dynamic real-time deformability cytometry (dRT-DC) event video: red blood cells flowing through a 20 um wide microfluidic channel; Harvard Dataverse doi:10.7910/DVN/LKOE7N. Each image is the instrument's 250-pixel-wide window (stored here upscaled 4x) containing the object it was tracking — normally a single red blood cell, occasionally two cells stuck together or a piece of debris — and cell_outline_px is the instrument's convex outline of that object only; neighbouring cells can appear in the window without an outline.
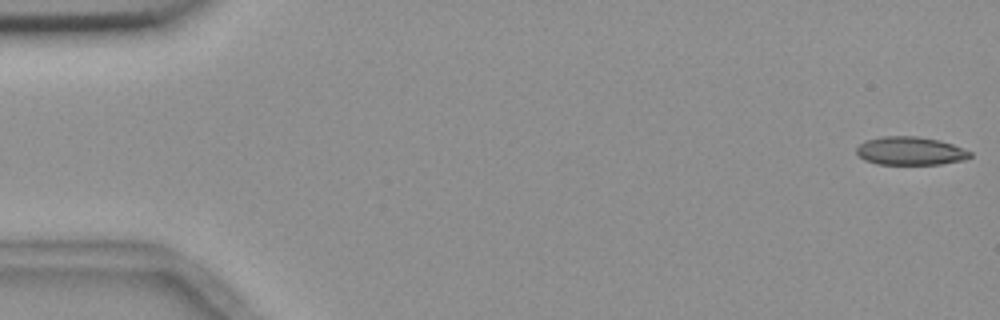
{"species": "common noctule bat (a hibernating species)", "species_latin": "Nyctalus noctula", "temperature_condition": "room temperature", "stored_images_in_passage": 9, "camera_frame_rate_fps": 3000, "um_per_image_px": 0.085, "animal": {"sex": "female", "body_mass_g": 18.4}, "frame": {"image": 1, "passage_image": 1, "time_ms": 0.0, "image_size_px": [1000, 320], "cell_outline_px": [[972, 156], [964, 160], [940, 164], [876, 164], [864, 160], [856, 152], [856, 148], [864, 140], [880, 136], [916, 136], [940, 140], [952, 144], [972, 152]], "centroid_in_image_um": [77.36, 12.82], "position_along_channel_um": 7.6, "area_um2": 18.84}}
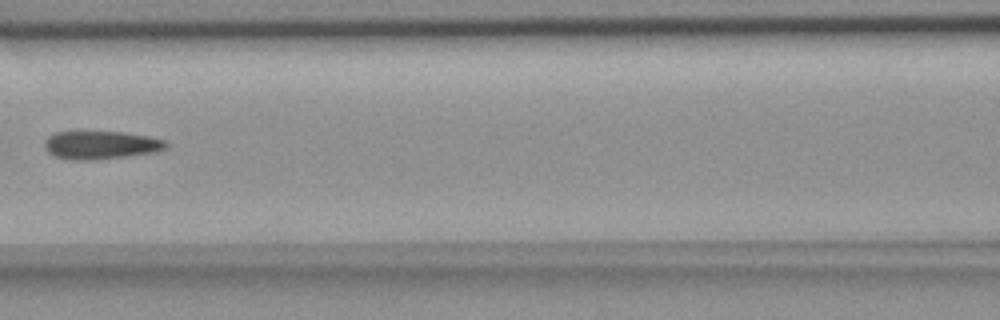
{"frame": {"image": 2, "passage_image": 8, "time_ms": 8.0, "image_size_px": [1000, 320], "cell_outline_px": [[168, 148], [156, 152], [128, 156], [96, 160], [68, 160], [56, 156], [48, 152], [44, 148], [44, 140], [48, 136], [56, 132], [120, 132], [148, 136], [164, 140], [168, 144]], "centroid_in_image_um": [8.57, 12.34], "position_along_channel_um": 158.0, "area_um2": 20.06}}
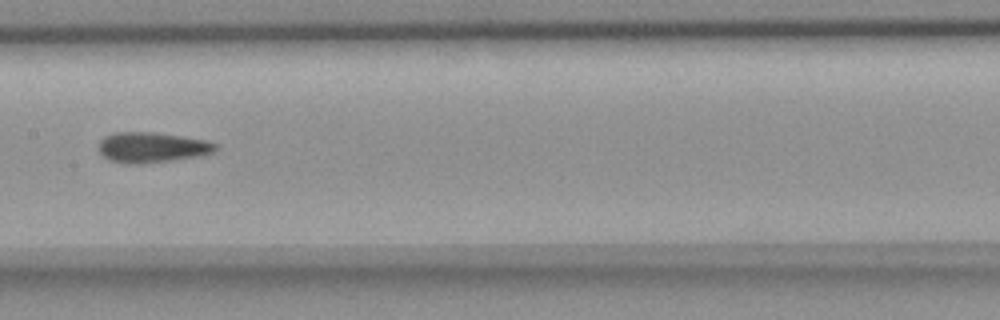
{"frame": {"image": 3, "passage_image": 9, "time_ms": 9.0, "image_size_px": [1000, 320], "cell_outline_px": [[216, 148], [212, 152], [200, 156], [172, 160], [140, 164], [124, 164], [108, 160], [100, 152], [100, 140], [104, 136], [116, 132], [152, 132], [180, 136], [204, 140], [216, 144]], "centroid_in_image_um": [12.87, 12.54], "position_along_channel_um": 194.5, "area_um2": 20.52}}